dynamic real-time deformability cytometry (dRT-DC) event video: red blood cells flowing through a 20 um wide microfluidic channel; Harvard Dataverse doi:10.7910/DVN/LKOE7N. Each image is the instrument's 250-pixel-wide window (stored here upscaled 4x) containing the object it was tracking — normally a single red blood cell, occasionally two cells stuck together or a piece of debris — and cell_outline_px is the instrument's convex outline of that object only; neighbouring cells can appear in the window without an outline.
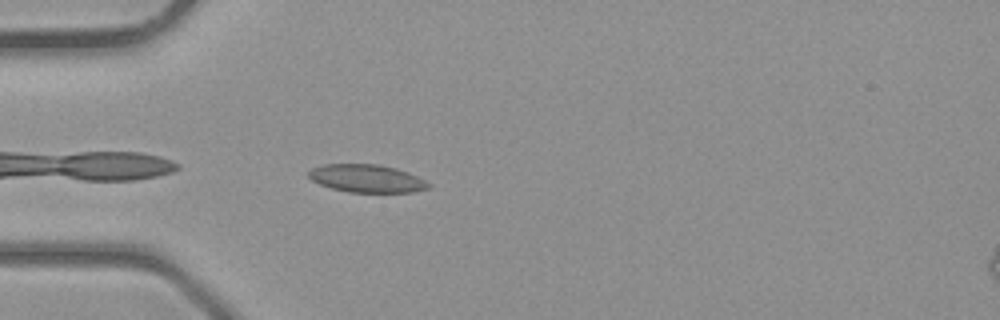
{"species": "common noctule bat (a hibernating species)", "species_latin": "Nyctalus noctula", "temperature_condition": "room temperature", "stored_images_in_passage": 29, "camera_frame_rate_fps": 3000, "um_per_image_px": 0.085, "animal": {"sex": "male", "body_mass_g": 23.1, "forearm_length_mm": 52.7}, "frame": {"image": 1, "passage_image": 1, "time_ms": 0.0, "image_size_px": [1000, 320], "cell_outline_px": [[432, 184], [428, 188], [412, 192], [348, 192], [332, 188], [320, 184], [312, 180], [308, 176], [308, 172], [312, 168], [324, 164], [376, 164], [396, 168], [408, 172]], "centroid_in_image_um": [31.17, 15.17], "position_along_channel_um": 53.8, "area_um2": 19.36}}
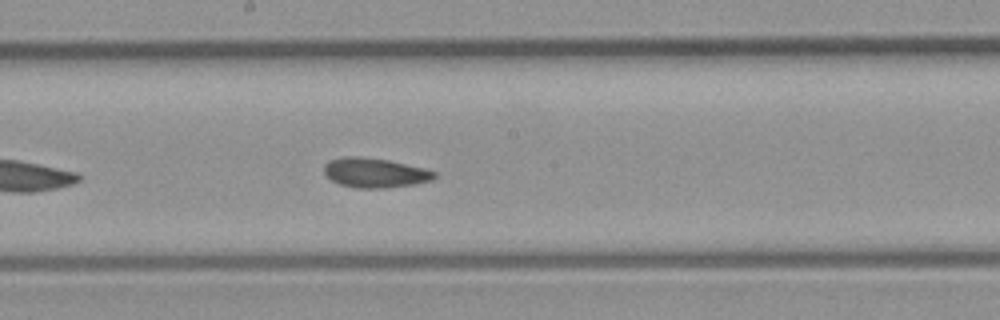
{"frame": {"image": 2, "passage_image": 11, "time_ms": 3.333, "image_size_px": [1000, 320], "cell_outline_px": [[436, 176], [432, 180], [416, 184], [388, 188], [356, 188], [340, 184], [332, 180], [324, 172], [324, 164], [328, 160], [344, 156], [360, 156], [388, 160], [424, 168], [436, 172]], "centroid_in_image_um": [31.86, 14.68], "position_along_channel_um": 216.3, "area_um2": 19.13}}
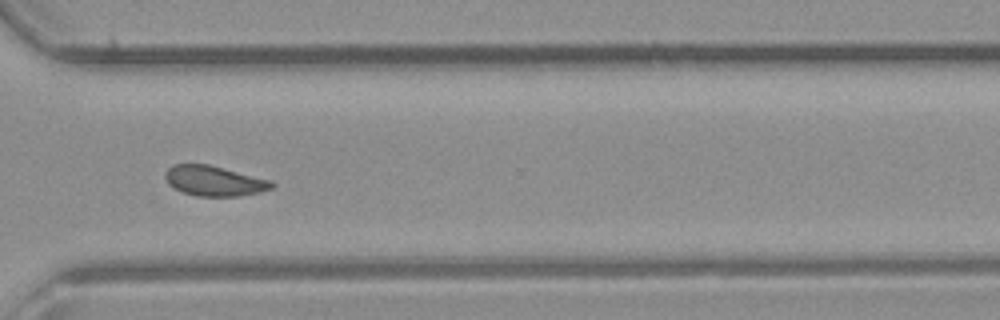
{"frame": {"image": 3, "passage_image": 19, "time_ms": 6.0, "image_size_px": [1000, 320], "cell_outline_px": [[276, 184], [272, 188], [260, 192], [240, 196], [196, 196], [184, 192], [168, 184], [164, 176], [164, 172], [172, 164], [208, 164], [272, 180]], "centroid_in_image_um": [18.22, 15.37], "position_along_channel_um": 352.4, "area_um2": 18.79}}